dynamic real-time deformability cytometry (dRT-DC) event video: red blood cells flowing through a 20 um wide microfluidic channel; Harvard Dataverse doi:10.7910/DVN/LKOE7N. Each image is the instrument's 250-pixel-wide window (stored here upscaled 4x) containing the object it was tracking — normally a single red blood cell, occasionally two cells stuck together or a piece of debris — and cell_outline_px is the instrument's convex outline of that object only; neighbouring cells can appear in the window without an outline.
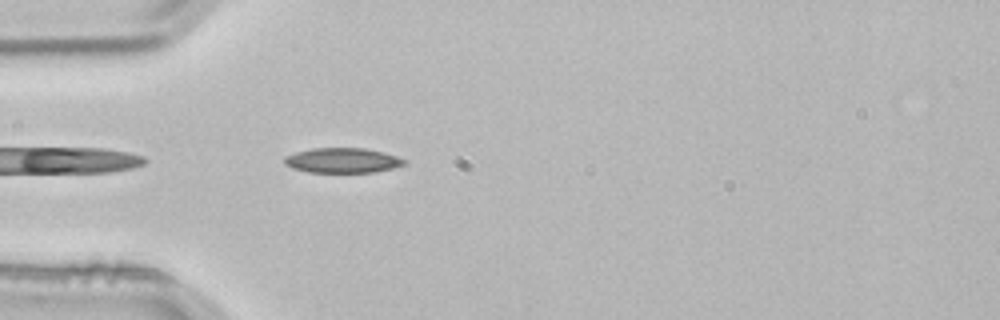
{"species": "common noctule bat (a hibernating species)", "species_latin": "Nyctalus noctula", "temperature_condition": "room temperature", "stored_images_in_passage": 1, "camera_frame_rate_fps": 3000, "um_per_image_px": 0.085, "animal": {"sex": "male", "body_mass_g": 21.5, "forearm_length_mm": 52.0}, "frame": {"image": 1, "passage_image": 1, "time_ms": 0.0, "image_size_px": [1000, 320], "cell_outline_px": [[404, 164], [392, 168], [372, 172], [308, 172], [292, 168], [284, 164], [284, 156], [296, 152], [312, 148], [364, 148], [384, 152], [396, 156], [404, 160]], "centroid_in_image_um": [29.05, 13.63], "position_along_channel_um": 55.9, "area_um2": 17.28}}